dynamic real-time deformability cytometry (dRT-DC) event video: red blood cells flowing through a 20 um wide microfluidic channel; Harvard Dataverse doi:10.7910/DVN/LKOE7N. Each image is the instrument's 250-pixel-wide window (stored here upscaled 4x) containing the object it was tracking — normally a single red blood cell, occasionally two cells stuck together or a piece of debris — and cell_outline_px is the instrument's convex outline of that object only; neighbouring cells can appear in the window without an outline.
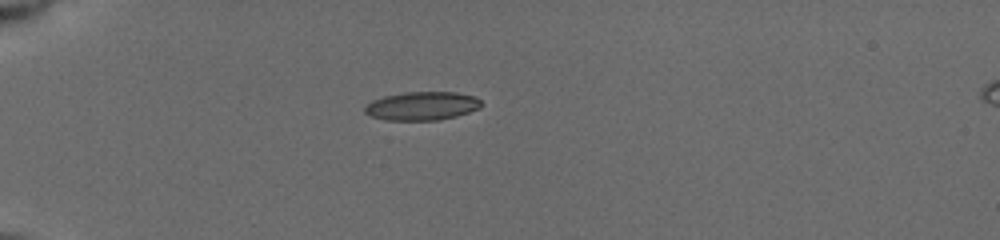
{"species": "common noctule bat (a hibernating species)", "species_latin": "Nyctalus noctula", "temperature_condition": "cold", "stored_images_in_passage": 4, "camera_frame_rate_fps": 3000, "um_per_image_px": 0.085, "animal": {"sex": "female", "body_mass_g": 19.5, "forearm_length_mm": 54.1}, "frame": {"image": 1, "passage_image": 1, "time_ms": 0.0, "image_size_px": [1000, 240], "cell_outline_px": [[484, 104], [480, 108], [456, 116], [440, 120], [384, 120], [372, 116], [364, 112], [364, 108], [372, 100], [384, 96], [404, 92], [456, 92], [476, 96]], "centroid_in_image_um": [35.9, 9.0], "position_along_channel_um": 49.1, "area_um2": 19.48}}
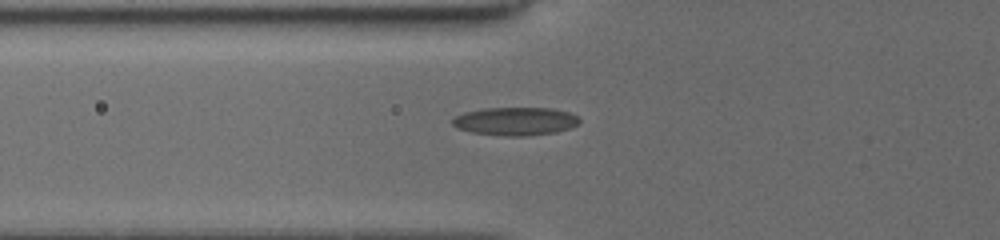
{"frame": {"image": 2, "passage_image": 4, "time_ms": 1.667, "image_size_px": [1000, 240], "cell_outline_px": [[580, 124], [556, 132], [524, 136], [504, 136], [472, 132], [456, 128], [452, 124], [452, 120], [456, 116], [464, 112], [484, 108], [552, 108], [568, 112], [580, 116]], "centroid_in_image_um": [43.82, 10.3], "position_along_channel_um": 82.0, "area_um2": 20.92}}